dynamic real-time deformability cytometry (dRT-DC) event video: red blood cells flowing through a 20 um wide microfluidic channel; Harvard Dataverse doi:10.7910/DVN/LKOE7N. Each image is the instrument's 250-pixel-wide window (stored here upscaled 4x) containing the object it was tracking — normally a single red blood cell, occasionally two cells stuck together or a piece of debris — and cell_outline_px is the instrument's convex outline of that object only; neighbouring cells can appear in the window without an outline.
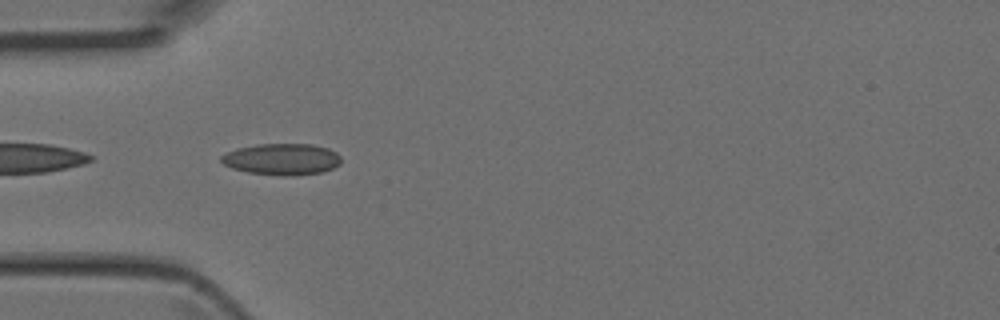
{"species": "Egyptian fruit bat (a non-hibernating species)", "species_latin": "Rousettus aegyptiacus", "temperature_condition": "room temperature", "stored_images_in_passage": 13, "camera_frame_rate_fps": 3000, "um_per_image_px": 0.085, "animal": {"sex": "female"}, "frame": {"image": 1, "passage_image": 1, "time_ms": 0.0, "image_size_px": [1000, 320], "cell_outline_px": [[340, 164], [332, 168], [320, 172], [288, 176], [284, 176], [248, 172], [232, 168], [224, 164], [220, 160], [220, 156], [236, 148], [256, 144], [312, 144], [328, 148], [336, 152], [340, 156]], "centroid_in_image_um": [23.95, 13.52], "position_along_channel_um": 61.1, "area_um2": 21.91}}
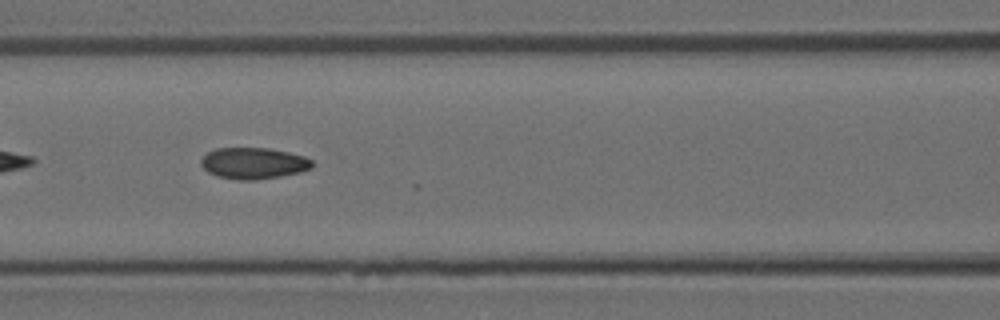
{"frame": {"image": 2, "passage_image": 7, "time_ms": 2.0, "image_size_px": [1000, 320], "cell_outline_px": [[316, 164], [312, 168], [300, 172], [280, 176], [256, 180], [236, 180], [216, 176], [208, 172], [200, 164], [200, 160], [208, 152], [216, 148], [268, 148], [288, 152], [304, 156], [312, 160]], "centroid_in_image_um": [21.56, 13.88], "position_along_channel_um": 145.0, "area_um2": 20.46}}
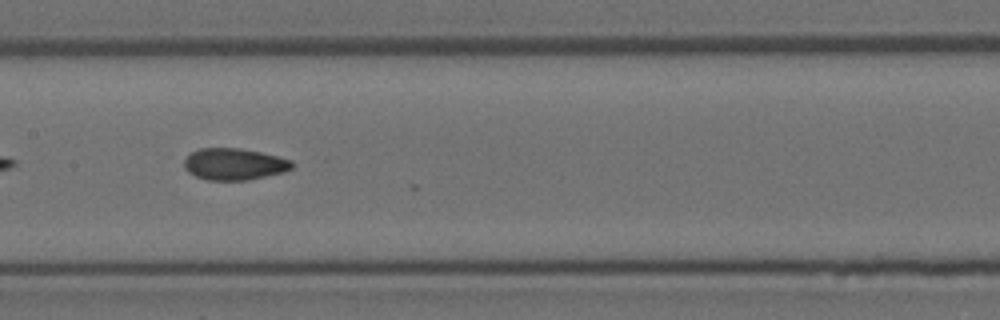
{"frame": {"image": 3, "passage_image": 10, "time_ms": 3.0, "image_size_px": [1000, 320], "cell_outline_px": [[292, 168], [284, 172], [248, 180], [208, 180], [196, 176], [188, 172], [184, 168], [184, 160], [188, 152], [200, 148], [240, 148], [260, 152], [292, 160]], "centroid_in_image_um": [19.86, 13.94], "position_along_channel_um": 187.5, "area_um2": 20.0}}